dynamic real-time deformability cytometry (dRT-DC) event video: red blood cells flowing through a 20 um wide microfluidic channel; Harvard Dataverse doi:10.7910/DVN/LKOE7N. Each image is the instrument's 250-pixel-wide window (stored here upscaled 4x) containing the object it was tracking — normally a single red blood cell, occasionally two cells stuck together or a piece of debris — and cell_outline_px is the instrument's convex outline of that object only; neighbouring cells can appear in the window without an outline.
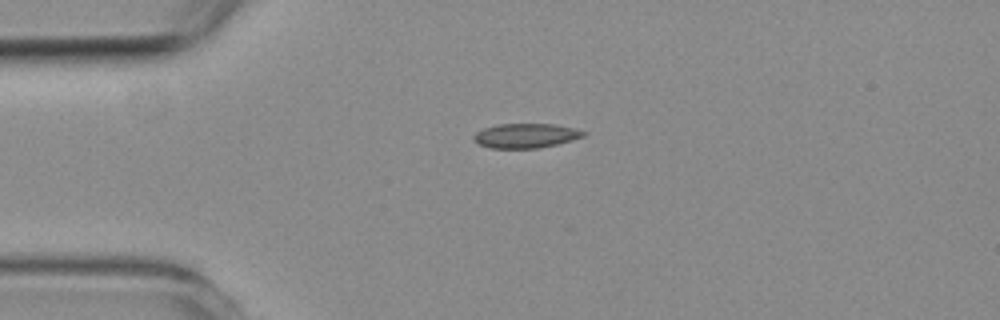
{"species": "common noctule bat (a hibernating species)", "species_latin": "Nyctalus noctula", "temperature_condition": "room temperature", "stored_images_in_passage": 5, "camera_frame_rate_fps": 3000, "um_per_image_px": 0.085, "animal": {"sex": "female", "body_mass_g": 19.3, "forearm_length_mm": 54.1}, "frame": {"image": 1, "passage_image": 1, "time_ms": 0.0, "image_size_px": [1000, 320], "cell_outline_px": [[588, 132], [584, 136], [572, 140], [540, 148], [488, 148], [476, 144], [472, 140], [472, 136], [476, 132], [484, 128], [496, 124], [556, 124]], "centroid_in_image_um": [44.63, 11.54], "position_along_channel_um": 40.4, "area_um2": 15.84}}
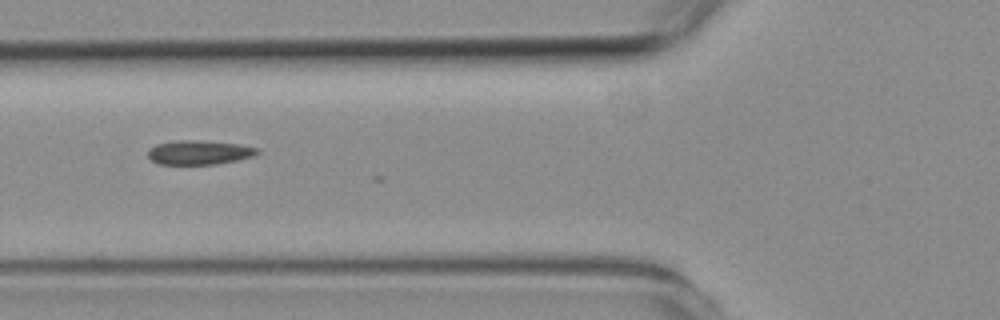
{"frame": {"image": 2, "passage_image": 3, "time_ms": 2.333, "image_size_px": [1000, 320], "cell_outline_px": [[260, 152], [256, 156], [216, 164], [156, 164], [148, 156], [148, 148], [156, 144], [176, 140], [200, 140], [240, 144], [260, 148]], "centroid_in_image_um": [16.95, 12.95], "position_along_channel_um": 108.8, "area_um2": 15.66}}
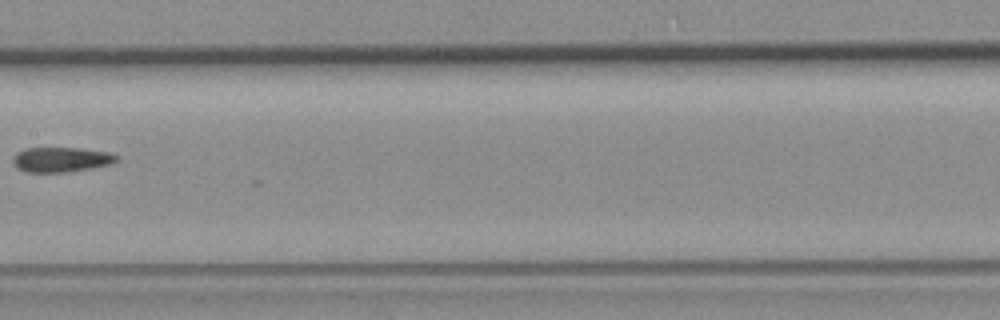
{"frame": {"image": 3, "passage_image": 5, "time_ms": 4.667, "image_size_px": [1000, 320], "cell_outline_px": [[120, 160], [112, 164], [64, 172], [28, 172], [16, 168], [12, 164], [12, 156], [16, 152], [24, 148], [80, 148], [112, 152], [120, 156]], "centroid_in_image_um": [5.21, 13.55], "position_along_channel_um": 202.2, "area_um2": 15.32}}